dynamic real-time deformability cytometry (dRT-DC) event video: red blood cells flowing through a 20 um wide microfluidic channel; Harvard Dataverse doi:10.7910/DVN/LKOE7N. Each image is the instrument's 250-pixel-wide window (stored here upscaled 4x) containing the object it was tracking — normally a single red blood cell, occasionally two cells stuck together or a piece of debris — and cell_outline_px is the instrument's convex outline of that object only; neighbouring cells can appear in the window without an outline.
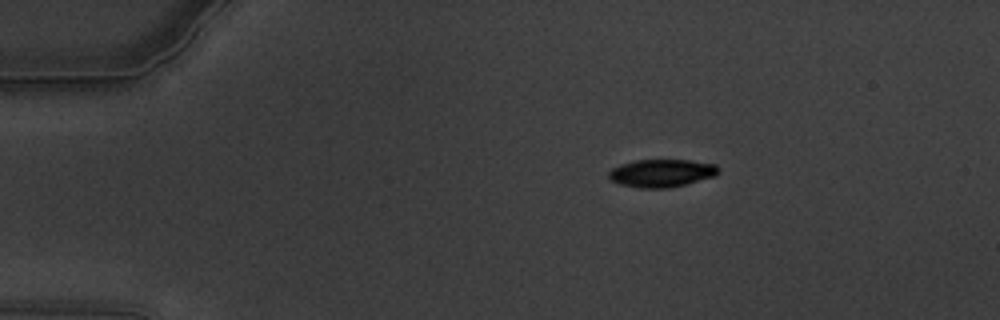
{"species": "common noctule bat (a hibernating species)", "species_latin": "Nyctalus noctula", "temperature_condition": "warm", "stored_images_in_passage": 51, "camera_frame_rate_fps": 3000, "um_per_image_px": 0.085, "animal": {"sex": "male", "body_mass_g": 19.5, "forearm_length_mm": 54.6}, "frame": {"image": 1, "passage_image": 2, "time_ms": 0.333, "image_size_px": [1000, 320], "cell_outline_px": [[720, 172], [716, 176], [668, 188], [640, 188], [620, 184], [612, 180], [608, 176], [608, 172], [612, 168], [620, 164], [636, 160], [688, 160], [716, 164], [720, 168]], "centroid_in_image_um": [56.25, 14.71], "position_along_channel_um": 28.7, "area_um2": 17.8}}
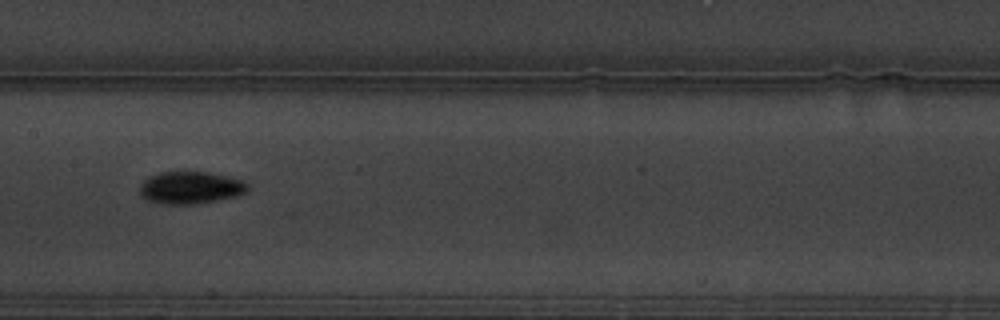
{"frame": {"image": 2, "passage_image": 22, "time_ms": 7.0, "image_size_px": [1000, 320], "cell_outline_px": [[248, 192], [236, 196], [196, 204], [160, 204], [144, 200], [140, 196], [140, 184], [148, 176], [160, 172], [208, 172], [228, 176], [244, 180], [248, 184]], "centroid_in_image_um": [16.17, 15.95], "position_along_channel_um": 191.2, "area_um2": 20.63}}
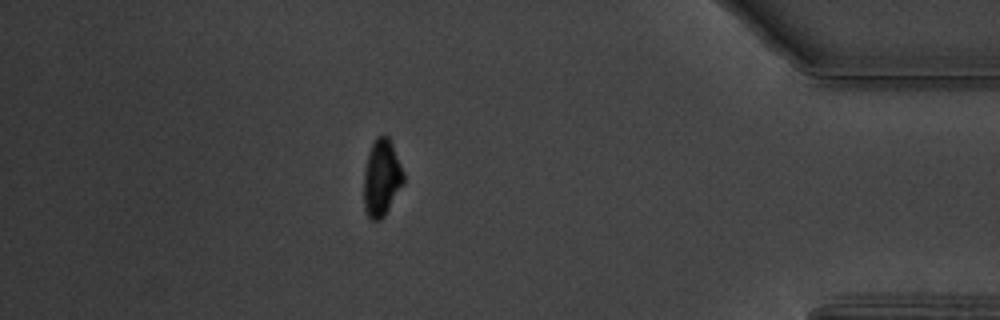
{"frame": {"image": 3, "passage_image": 44, "time_ms": 14.333, "image_size_px": [1000, 320], "cell_outline_px": [[404, 184], [384, 216], [380, 220], [372, 220], [368, 216], [364, 208], [364, 172], [368, 152], [376, 136], [388, 136], [392, 144], [404, 172]], "centroid_in_image_um": [32.44, 15.13], "position_along_channel_um": 402.8, "area_um2": 17.8}, "authors_computed_cell_mechanics": {"area_um2": 18.9584, "velocity_mm_per_s": 3.4016, "shape_relaxation_time_tau1_ms": 2.8023, "shape_relaxation_time_tau2_ms": null, "deformation_change_tau1": 0.1432, "deformation_change_tau2": null}}